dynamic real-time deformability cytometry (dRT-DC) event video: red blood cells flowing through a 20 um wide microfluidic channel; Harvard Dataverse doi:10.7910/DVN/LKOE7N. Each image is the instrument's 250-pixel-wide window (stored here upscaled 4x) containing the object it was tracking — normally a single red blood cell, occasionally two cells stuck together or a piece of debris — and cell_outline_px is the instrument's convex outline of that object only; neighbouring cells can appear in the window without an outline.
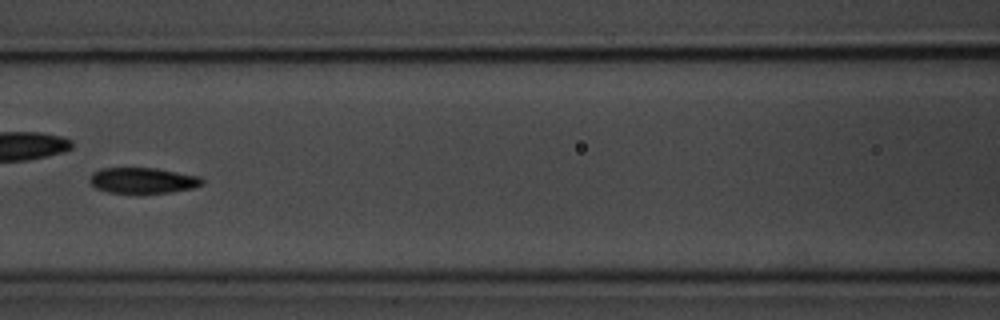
{"species": "common noctule bat (a hibernating species)", "species_latin": "Nyctalus noctula", "temperature_condition": "room temperature", "stored_images_in_passage": 7, "camera_frame_rate_fps": 3000, "um_per_image_px": 0.085, "animal": {"sex": "male", "body_mass_g": 20.1, "forearm_length_mm": 53.5}, "frame": {"image": 1, "passage_image": 7, "time_ms": 7.0, "image_size_px": [1000, 320], "cell_outline_px": [[204, 184], [192, 188], [172, 192], [108, 192], [96, 188], [88, 180], [92, 172], [100, 168], [156, 168], [200, 176], [204, 180]], "centroid_in_image_um": [12.14, 15.32], "position_along_channel_um": 154.5, "area_um2": 16.76}}